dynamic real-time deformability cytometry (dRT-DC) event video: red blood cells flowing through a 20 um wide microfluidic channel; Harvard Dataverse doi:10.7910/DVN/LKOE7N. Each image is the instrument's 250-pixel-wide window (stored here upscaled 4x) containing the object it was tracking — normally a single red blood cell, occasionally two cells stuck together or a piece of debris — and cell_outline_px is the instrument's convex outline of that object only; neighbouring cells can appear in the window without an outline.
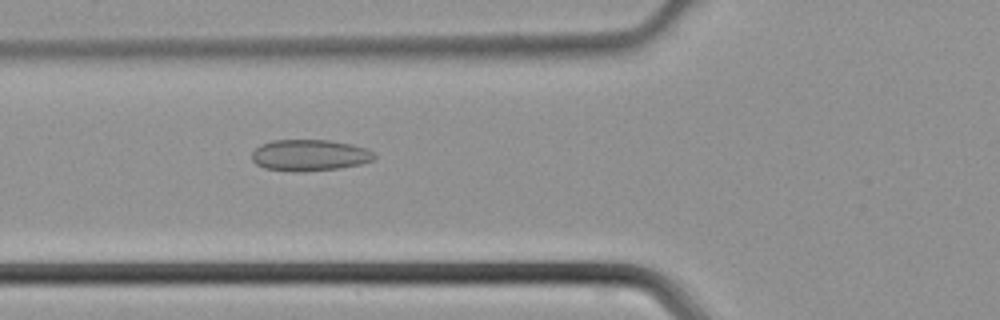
{"species": "common noctule bat (a hibernating species)", "species_latin": "Nyctalus noctula", "temperature_condition": "cold", "stored_images_in_passage": 44, "camera_frame_rate_fps": 3000, "um_per_image_px": 0.085, "animal": {"sex": "male", "body_mass_g": 21.5, "forearm_length_mm": 52.0}, "frame": {"image": 1, "passage_image": 16, "time_ms": 5.0, "image_size_px": [1000, 320], "cell_outline_px": [[376, 156], [372, 160], [360, 164], [340, 168], [304, 172], [296, 172], [264, 168], [256, 164], [252, 160], [252, 152], [260, 144], [272, 140], [328, 140], [352, 144], [368, 148]], "centroid_in_image_um": [26.3, 13.19], "position_along_channel_um": 99.5, "area_um2": 22.54}}
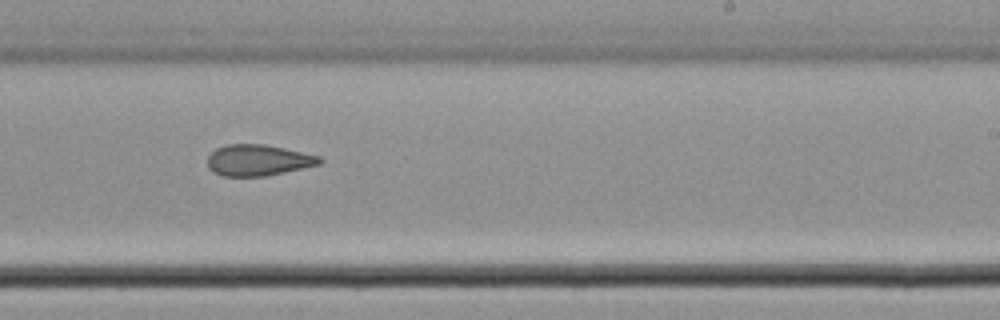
{"frame": {"image": 2, "passage_image": 27, "time_ms": 8.667, "image_size_px": [1000, 320], "cell_outline_px": [[324, 160], [320, 164], [284, 172], [264, 176], [224, 176], [212, 172], [208, 168], [208, 156], [216, 148], [228, 144], [264, 144], [284, 148], [320, 156]], "centroid_in_image_um": [21.93, 13.61], "position_along_channel_um": 267.1, "area_um2": 20.29}}
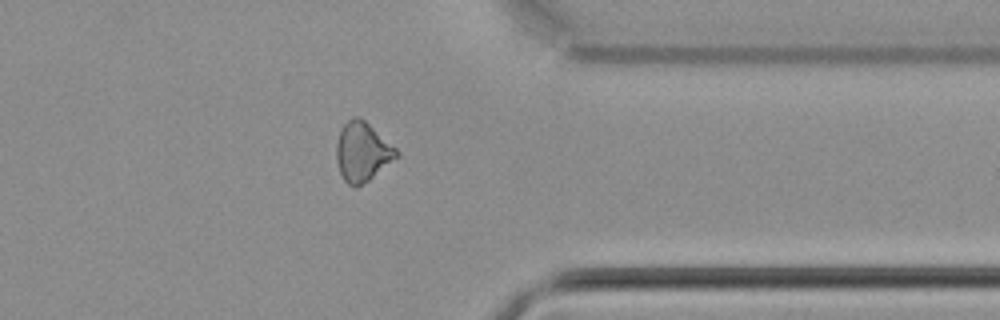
{"frame": {"image": 3, "passage_image": 35, "time_ms": 11.333, "image_size_px": [1000, 320], "cell_outline_px": [[400, 156], [368, 180], [356, 188], [352, 188], [344, 180], [340, 172], [336, 160], [336, 144], [340, 132], [344, 124], [352, 116], [360, 116], [396, 148], [400, 152]], "centroid_in_image_um": [30.8, 12.91], "position_along_channel_um": 380.6, "area_um2": 20.75}}